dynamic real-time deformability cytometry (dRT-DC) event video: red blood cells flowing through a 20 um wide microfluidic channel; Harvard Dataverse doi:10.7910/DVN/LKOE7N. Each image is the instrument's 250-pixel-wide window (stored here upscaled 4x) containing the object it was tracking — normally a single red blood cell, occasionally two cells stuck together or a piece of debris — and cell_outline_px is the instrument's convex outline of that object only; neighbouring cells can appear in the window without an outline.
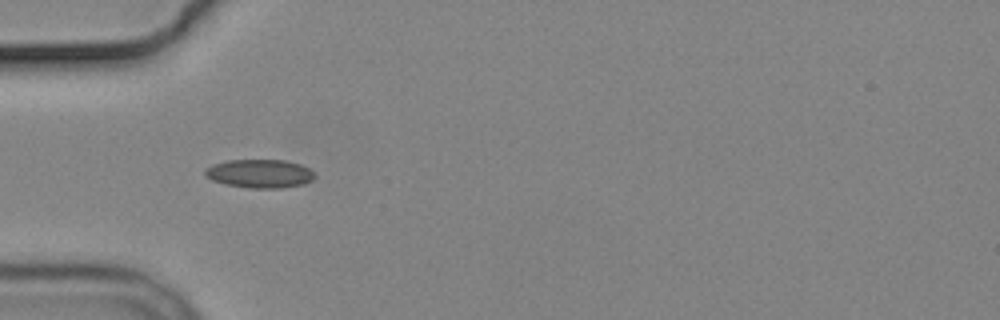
{"species": "common noctule bat (a hibernating species)", "species_latin": "Nyctalus noctula", "temperature_condition": "cold", "stored_images_in_passage": 7, "camera_frame_rate_fps": 3000, "um_per_image_px": 0.085, "animal": {"sex": "male", "body_mass_g": 19.2, "forearm_length_mm": 51.8}, "frame": {"image": 1, "passage_image": 1, "time_ms": 0.0, "image_size_px": [1000, 320], "cell_outline_px": [[316, 176], [312, 180], [304, 184], [280, 188], [248, 188], [228, 184], [212, 180], [204, 176], [204, 168], [212, 164], [228, 160], [284, 160], [300, 164], [308, 168]], "centroid_in_image_um": [22.05, 14.75], "position_along_channel_um": 63.0, "area_um2": 18.26}}
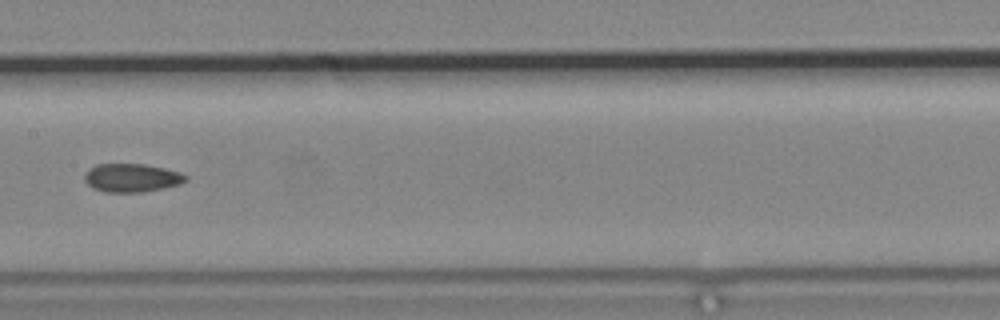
{"frame": {"image": 2, "passage_image": 4, "time_ms": 3.667, "image_size_px": [1000, 320], "cell_outline_px": [[188, 180], [180, 184], [164, 188], [140, 192], [104, 192], [92, 188], [84, 180], [84, 172], [88, 168], [96, 164], [144, 164], [164, 168], [180, 172], [188, 176]], "centroid_in_image_um": [11.18, 15.11], "position_along_channel_um": 196.2, "area_um2": 16.94}}
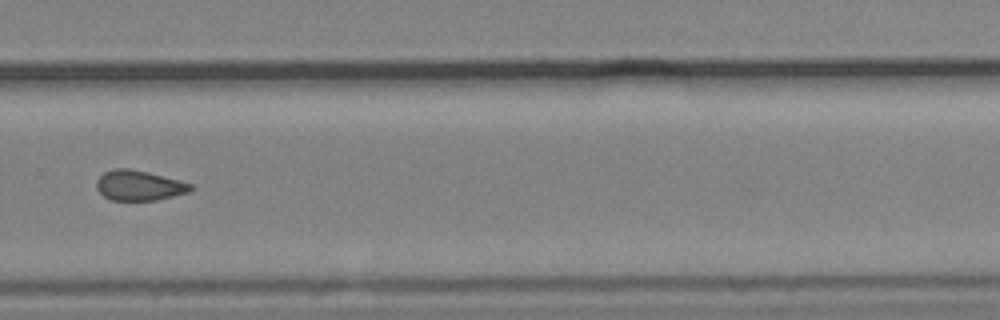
{"frame": {"image": 3, "passage_image": 7, "time_ms": 7.0, "image_size_px": [1000, 320], "cell_outline_px": [[196, 188], [188, 192], [156, 200], [112, 200], [104, 196], [96, 188], [96, 180], [104, 172], [116, 168], [128, 168], [148, 172], [180, 180], [192, 184]], "centroid_in_image_um": [11.83, 15.76], "position_along_channel_um": 318.0, "area_um2": 16.53}}